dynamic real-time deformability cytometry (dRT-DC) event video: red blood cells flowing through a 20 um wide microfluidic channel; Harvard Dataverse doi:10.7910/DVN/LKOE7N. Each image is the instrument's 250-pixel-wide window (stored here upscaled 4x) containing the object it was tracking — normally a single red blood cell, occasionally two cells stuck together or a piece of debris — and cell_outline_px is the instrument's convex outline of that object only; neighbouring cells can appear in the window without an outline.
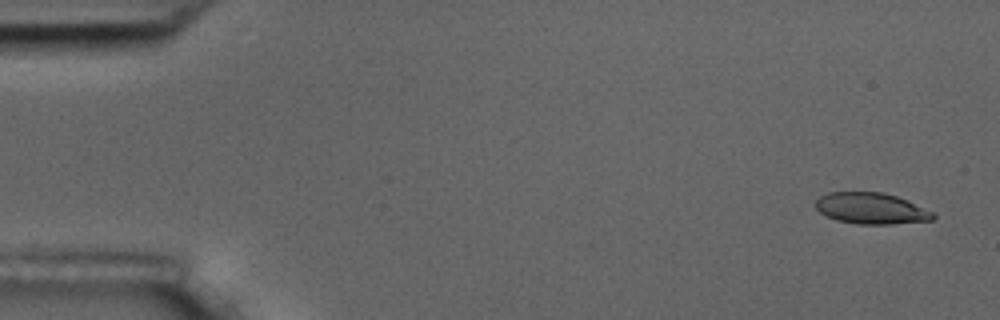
{"species": "common noctule bat (a hibernating species)", "species_latin": "Nyctalus noctula", "temperature_condition": "room temperature", "stored_images_in_passage": 5, "camera_frame_rate_fps": 3000, "um_per_image_px": 0.085, "animal": {"sex": "male", "body_mass_g": 17.5, "forearm_length_mm": 52.3}, "frame": {"image": 1, "passage_image": 1, "time_ms": 0.0, "image_size_px": [1000, 320], "cell_outline_px": [[936, 216], [932, 220], [892, 224], [856, 224], [836, 220], [820, 212], [816, 208], [816, 200], [820, 196], [828, 192], [880, 192], [896, 196], [908, 200], [932, 212]], "centroid_in_image_um": [74.04, 17.71], "position_along_channel_um": 11.0, "area_um2": 21.27}}
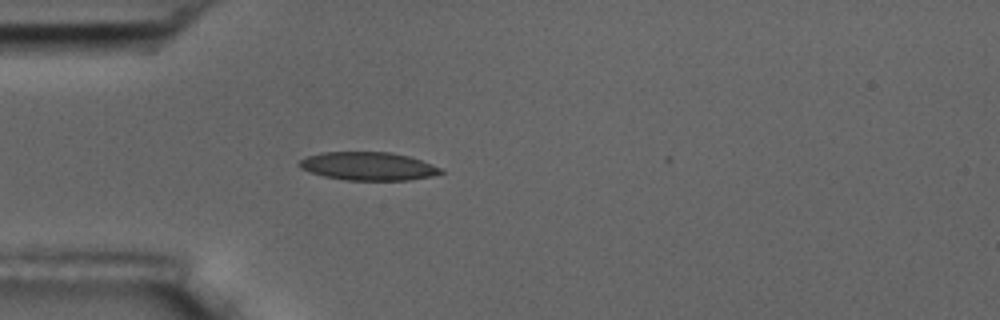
{"frame": {"image": 2, "passage_image": 5, "time_ms": 4.667, "image_size_px": [1000, 320], "cell_outline_px": [[444, 172], [432, 176], [408, 180], [344, 180], [324, 176], [300, 168], [300, 160], [308, 156], [320, 152], [388, 152], [408, 156], [420, 160], [440, 168]], "centroid_in_image_um": [31.29, 14.13], "position_along_channel_um": 53.7, "area_um2": 23.0}}